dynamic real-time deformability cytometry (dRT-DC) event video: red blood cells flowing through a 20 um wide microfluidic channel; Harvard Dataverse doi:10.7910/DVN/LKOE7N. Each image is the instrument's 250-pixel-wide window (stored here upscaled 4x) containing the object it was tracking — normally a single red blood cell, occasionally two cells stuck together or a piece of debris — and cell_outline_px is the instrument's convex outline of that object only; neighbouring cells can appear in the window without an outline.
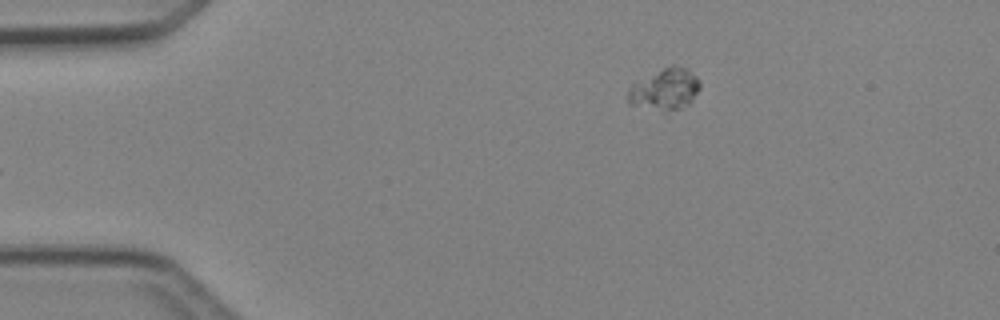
{"species": "Egyptian fruit bat (a non-hibernating species)", "species_latin": "Rousettus aegyptiacus", "temperature_condition": "cold", "stored_images_in_passage": 5, "camera_frame_rate_fps": 3000, "um_per_image_px": 0.085, "animal": {"sex": "female"}, "frame": {"image": 1, "passage_image": 5, "time_ms": 5.667, "image_size_px": [1000, 320], "cell_outline_px": [[700, 88], [692, 100], [688, 104], [680, 108], [664, 112], [628, 104], [628, 92], [632, 84], [672, 64], [688, 68], [700, 80]], "centroid_in_image_um": [56.54, 7.6], "position_along_channel_um": 28.5, "area_um2": 17.34}}